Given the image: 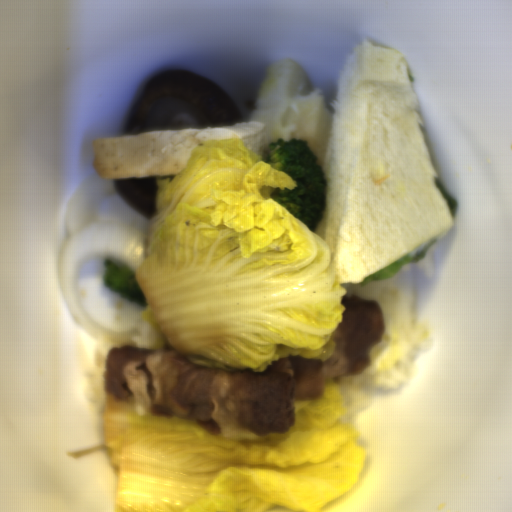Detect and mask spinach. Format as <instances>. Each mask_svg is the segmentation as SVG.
<instances>
[{
	"label": "spinach",
	"mask_w": 512,
	"mask_h": 512,
	"mask_svg": "<svg viewBox=\"0 0 512 512\" xmlns=\"http://www.w3.org/2000/svg\"><path fill=\"white\" fill-rule=\"evenodd\" d=\"M105 267L102 280L107 289L115 292L120 298L146 305L148 300L135 275L136 272L124 265H115L109 260L102 261Z\"/></svg>",
	"instance_id": "spinach-1"
}]
</instances>
